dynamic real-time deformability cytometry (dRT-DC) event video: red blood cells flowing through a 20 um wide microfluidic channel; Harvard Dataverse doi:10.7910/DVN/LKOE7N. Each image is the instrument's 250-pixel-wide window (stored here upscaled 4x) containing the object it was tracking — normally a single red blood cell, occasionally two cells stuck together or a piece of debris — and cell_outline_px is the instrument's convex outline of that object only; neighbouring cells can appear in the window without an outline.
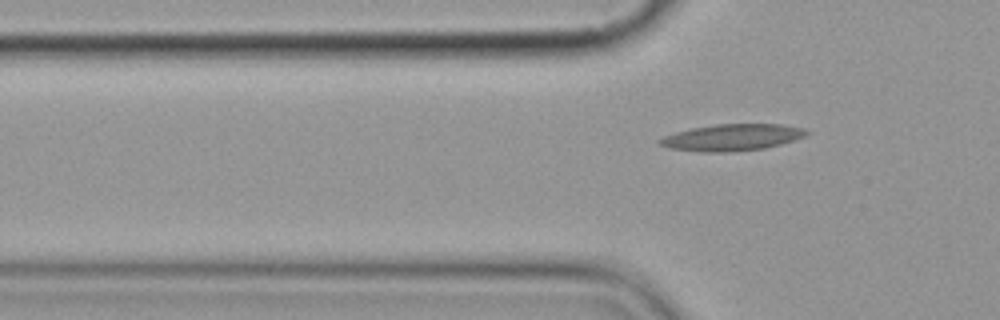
{"species": "common noctule bat (a hibernating species)", "species_latin": "Nyctalus noctula", "temperature_condition": "cold", "stored_images_in_passage": 4, "camera_frame_rate_fps": 3000, "um_per_image_px": 0.085, "animal": {"sex": "female", "body_mass_g": 19.9}, "frame": {"image": 1, "passage_image": 4, "time_ms": 4.333, "image_size_px": [1000, 320], "cell_outline_px": [[812, 132], [804, 136], [780, 144], [764, 148], [724, 152], [704, 152], [668, 148], [656, 144], [656, 140], [664, 136], [676, 132], [692, 128], [716, 124], [780, 124], [804, 128]], "centroid_in_image_um": [62.18, 11.67], "position_along_channel_um": 63.6, "area_um2": 22.72}}